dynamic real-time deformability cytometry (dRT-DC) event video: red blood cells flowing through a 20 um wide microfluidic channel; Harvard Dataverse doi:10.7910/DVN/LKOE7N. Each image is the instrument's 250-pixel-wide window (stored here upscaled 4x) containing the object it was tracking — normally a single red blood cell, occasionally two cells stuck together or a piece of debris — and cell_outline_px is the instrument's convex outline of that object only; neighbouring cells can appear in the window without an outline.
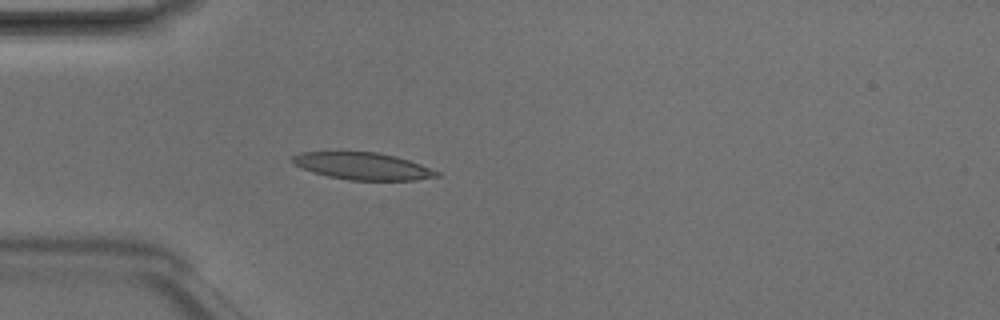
{"species": "Egyptian fruit bat (a non-hibernating species)", "species_latin": "Rousettus aegyptiacus", "temperature_condition": "room temperature", "stored_images_in_passage": 4, "camera_frame_rate_fps": 3000, "um_per_image_px": 0.085, "animal": {"sex": "male"}, "frame": {"image": 1, "passage_image": 4, "time_ms": 1.0, "image_size_px": [1000, 320], "cell_outline_px": [[440, 176], [416, 180], [348, 180], [328, 176], [312, 172], [300, 168], [292, 164], [288, 160], [292, 156], [300, 152], [376, 152], [396, 156], [420, 164], [440, 172]], "centroid_in_image_um": [30.78, 14.12], "position_along_channel_um": 54.2, "area_um2": 22.95}}